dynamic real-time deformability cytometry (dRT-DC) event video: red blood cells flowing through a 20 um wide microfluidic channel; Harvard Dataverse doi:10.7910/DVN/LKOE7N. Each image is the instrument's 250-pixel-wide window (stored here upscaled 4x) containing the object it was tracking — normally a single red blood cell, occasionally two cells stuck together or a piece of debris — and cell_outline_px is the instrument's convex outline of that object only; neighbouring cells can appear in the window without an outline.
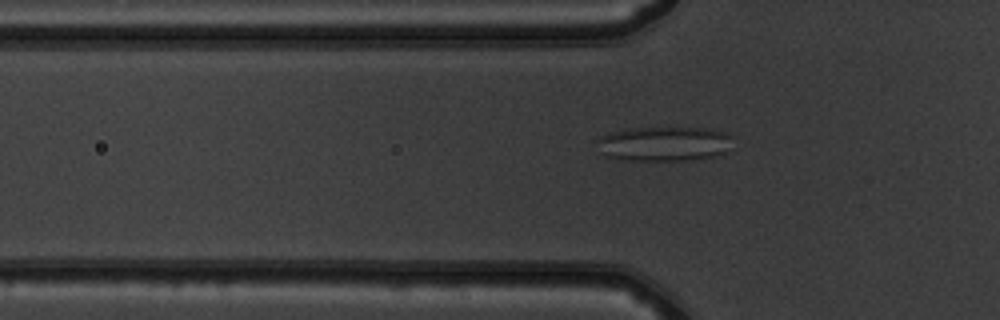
{"species": "common noctule bat (a hibernating species)", "species_latin": "Nyctalus noctula", "temperature_condition": "warm", "stored_images_in_passage": 50, "camera_frame_rate_fps": 3000, "um_per_image_px": 0.085, "animal": {"sex": "male", "body_mass_g": 19.5, "forearm_length_mm": 54.6}, "frame": {"image": 1, "passage_image": 16, "time_ms": 5.0, "image_size_px": [1000, 320], "cell_outline_px": [[732, 136], [724, 152], [720, 156], [684, 160], [620, 160], [604, 156], [592, 140], [600, 136], [612, 132], [628, 128], [712, 128], [724, 132]], "centroid_in_image_um": [56.36, 12.22], "position_along_channel_um": 69.4, "area_um2": 27.63}}
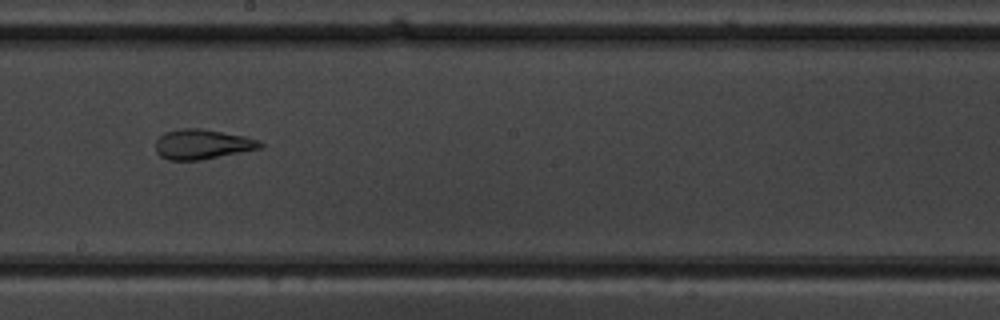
{"frame": {"image": 2, "passage_image": 28, "time_ms": 9.0, "image_size_px": [1000, 320], "cell_outline_px": [[264, 148], [200, 160], [168, 160], [160, 156], [156, 152], [156, 140], [164, 132], [180, 128], [200, 128], [244, 136], [260, 140], [264, 144]], "centroid_in_image_um": [17.21, 12.26], "position_along_channel_um": 231.0, "area_um2": 18.38}}
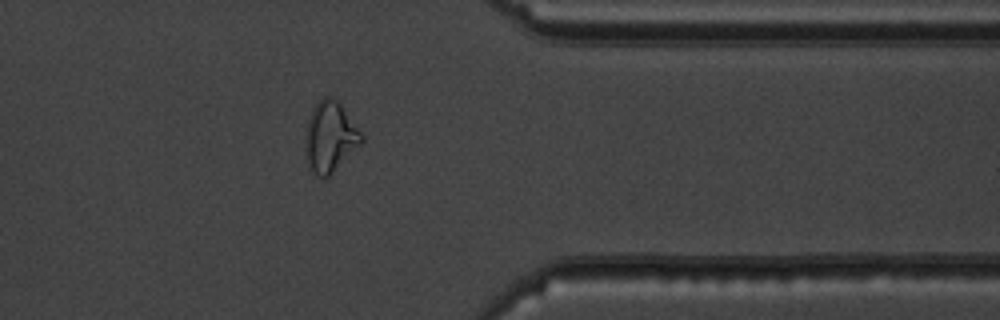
{"frame": {"image": 3, "passage_image": 40, "time_ms": 13.0, "image_size_px": [1000, 320], "cell_outline_px": [[364, 140], [328, 176], [316, 176], [308, 164], [308, 120], [312, 108], [324, 96], [332, 96], [340, 104], [364, 136]], "centroid_in_image_um": [28.09, 11.59], "position_along_channel_um": 383.3, "area_um2": 21.91}, "authors_computed_cell_mechanics": {"area_um2": 24.565, "velocity_mm_per_s": 4.0429, "shape_relaxation_time_tau1_ms": null, "shape_relaxation_time_tau2_ms": 1.5008, "deformation_change_tau1": null, "deformation_change_tau2": 0.1089}}